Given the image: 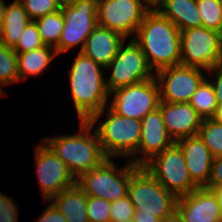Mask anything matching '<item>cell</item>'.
<instances>
[{"instance_id": "obj_35", "label": "cell", "mask_w": 222, "mask_h": 222, "mask_svg": "<svg viewBox=\"0 0 222 222\" xmlns=\"http://www.w3.org/2000/svg\"><path fill=\"white\" fill-rule=\"evenodd\" d=\"M207 72L211 74V72H214L213 74L215 75L216 79L214 78V81L210 83L213 86L215 96H216V101L218 105H222V62L211 69H209Z\"/></svg>"}, {"instance_id": "obj_40", "label": "cell", "mask_w": 222, "mask_h": 222, "mask_svg": "<svg viewBox=\"0 0 222 222\" xmlns=\"http://www.w3.org/2000/svg\"><path fill=\"white\" fill-rule=\"evenodd\" d=\"M164 0H142V2L150 9H157Z\"/></svg>"}, {"instance_id": "obj_31", "label": "cell", "mask_w": 222, "mask_h": 222, "mask_svg": "<svg viewBox=\"0 0 222 222\" xmlns=\"http://www.w3.org/2000/svg\"><path fill=\"white\" fill-rule=\"evenodd\" d=\"M111 202L94 196H87L89 222H110Z\"/></svg>"}, {"instance_id": "obj_22", "label": "cell", "mask_w": 222, "mask_h": 222, "mask_svg": "<svg viewBox=\"0 0 222 222\" xmlns=\"http://www.w3.org/2000/svg\"><path fill=\"white\" fill-rule=\"evenodd\" d=\"M30 21L21 2L13 1L9 6L7 5L0 31V43L13 48Z\"/></svg>"}, {"instance_id": "obj_45", "label": "cell", "mask_w": 222, "mask_h": 222, "mask_svg": "<svg viewBox=\"0 0 222 222\" xmlns=\"http://www.w3.org/2000/svg\"><path fill=\"white\" fill-rule=\"evenodd\" d=\"M124 222H135L134 219H130V220H127V221H124Z\"/></svg>"}, {"instance_id": "obj_15", "label": "cell", "mask_w": 222, "mask_h": 222, "mask_svg": "<svg viewBox=\"0 0 222 222\" xmlns=\"http://www.w3.org/2000/svg\"><path fill=\"white\" fill-rule=\"evenodd\" d=\"M141 126L139 146L136 153L132 156L133 159L130 160V162L137 166H143L153 156L175 143L166 130L159 107L141 119ZM140 153H143V155L137 157Z\"/></svg>"}, {"instance_id": "obj_11", "label": "cell", "mask_w": 222, "mask_h": 222, "mask_svg": "<svg viewBox=\"0 0 222 222\" xmlns=\"http://www.w3.org/2000/svg\"><path fill=\"white\" fill-rule=\"evenodd\" d=\"M109 106L116 114L126 118L141 120L160 104V90L156 78L118 88Z\"/></svg>"}, {"instance_id": "obj_8", "label": "cell", "mask_w": 222, "mask_h": 222, "mask_svg": "<svg viewBox=\"0 0 222 222\" xmlns=\"http://www.w3.org/2000/svg\"><path fill=\"white\" fill-rule=\"evenodd\" d=\"M97 2L98 0H70L62 3L64 26L55 47L57 55L80 44L79 52L82 51L86 39L98 26Z\"/></svg>"}, {"instance_id": "obj_23", "label": "cell", "mask_w": 222, "mask_h": 222, "mask_svg": "<svg viewBox=\"0 0 222 222\" xmlns=\"http://www.w3.org/2000/svg\"><path fill=\"white\" fill-rule=\"evenodd\" d=\"M55 56V48L46 45L29 52L17 53L19 80H26L30 75L40 76Z\"/></svg>"}, {"instance_id": "obj_24", "label": "cell", "mask_w": 222, "mask_h": 222, "mask_svg": "<svg viewBox=\"0 0 222 222\" xmlns=\"http://www.w3.org/2000/svg\"><path fill=\"white\" fill-rule=\"evenodd\" d=\"M188 103L203 119H210L214 116L218 104L213 86L207 78L201 82Z\"/></svg>"}, {"instance_id": "obj_9", "label": "cell", "mask_w": 222, "mask_h": 222, "mask_svg": "<svg viewBox=\"0 0 222 222\" xmlns=\"http://www.w3.org/2000/svg\"><path fill=\"white\" fill-rule=\"evenodd\" d=\"M180 48L183 66L208 71L222 62L218 31L203 26L180 31Z\"/></svg>"}, {"instance_id": "obj_27", "label": "cell", "mask_w": 222, "mask_h": 222, "mask_svg": "<svg viewBox=\"0 0 222 222\" xmlns=\"http://www.w3.org/2000/svg\"><path fill=\"white\" fill-rule=\"evenodd\" d=\"M198 135L214 158L222 156V124L212 118L203 119Z\"/></svg>"}, {"instance_id": "obj_17", "label": "cell", "mask_w": 222, "mask_h": 222, "mask_svg": "<svg viewBox=\"0 0 222 222\" xmlns=\"http://www.w3.org/2000/svg\"><path fill=\"white\" fill-rule=\"evenodd\" d=\"M159 108L166 130L174 142L198 134L203 118L189 103L160 101Z\"/></svg>"}, {"instance_id": "obj_41", "label": "cell", "mask_w": 222, "mask_h": 222, "mask_svg": "<svg viewBox=\"0 0 222 222\" xmlns=\"http://www.w3.org/2000/svg\"><path fill=\"white\" fill-rule=\"evenodd\" d=\"M6 3L4 0H0V31L2 29V24L4 20L5 10H6Z\"/></svg>"}, {"instance_id": "obj_37", "label": "cell", "mask_w": 222, "mask_h": 222, "mask_svg": "<svg viewBox=\"0 0 222 222\" xmlns=\"http://www.w3.org/2000/svg\"><path fill=\"white\" fill-rule=\"evenodd\" d=\"M133 219L135 222H161V219L153 214H134Z\"/></svg>"}, {"instance_id": "obj_29", "label": "cell", "mask_w": 222, "mask_h": 222, "mask_svg": "<svg viewBox=\"0 0 222 222\" xmlns=\"http://www.w3.org/2000/svg\"><path fill=\"white\" fill-rule=\"evenodd\" d=\"M31 21L61 9L62 0H22L20 1Z\"/></svg>"}, {"instance_id": "obj_32", "label": "cell", "mask_w": 222, "mask_h": 222, "mask_svg": "<svg viewBox=\"0 0 222 222\" xmlns=\"http://www.w3.org/2000/svg\"><path fill=\"white\" fill-rule=\"evenodd\" d=\"M134 214L135 208L128 195L111 202L110 222H124L132 219Z\"/></svg>"}, {"instance_id": "obj_20", "label": "cell", "mask_w": 222, "mask_h": 222, "mask_svg": "<svg viewBox=\"0 0 222 222\" xmlns=\"http://www.w3.org/2000/svg\"><path fill=\"white\" fill-rule=\"evenodd\" d=\"M45 202H52L64 215L67 222H89L87 216V195L77 184L61 191L50 200H45Z\"/></svg>"}, {"instance_id": "obj_7", "label": "cell", "mask_w": 222, "mask_h": 222, "mask_svg": "<svg viewBox=\"0 0 222 222\" xmlns=\"http://www.w3.org/2000/svg\"><path fill=\"white\" fill-rule=\"evenodd\" d=\"M143 167L177 198L199 188L191 180L184 154L176 143L153 156Z\"/></svg>"}, {"instance_id": "obj_14", "label": "cell", "mask_w": 222, "mask_h": 222, "mask_svg": "<svg viewBox=\"0 0 222 222\" xmlns=\"http://www.w3.org/2000/svg\"><path fill=\"white\" fill-rule=\"evenodd\" d=\"M37 174L43 199L50 200L61 191L76 184L67 165L43 142L35 148Z\"/></svg>"}, {"instance_id": "obj_4", "label": "cell", "mask_w": 222, "mask_h": 222, "mask_svg": "<svg viewBox=\"0 0 222 222\" xmlns=\"http://www.w3.org/2000/svg\"><path fill=\"white\" fill-rule=\"evenodd\" d=\"M128 196L136 214H153L161 220L176 210L178 200L143 166L134 165L132 162Z\"/></svg>"}, {"instance_id": "obj_2", "label": "cell", "mask_w": 222, "mask_h": 222, "mask_svg": "<svg viewBox=\"0 0 222 222\" xmlns=\"http://www.w3.org/2000/svg\"><path fill=\"white\" fill-rule=\"evenodd\" d=\"M132 39L142 49L152 70L180 65V30L157 9L146 13Z\"/></svg>"}, {"instance_id": "obj_34", "label": "cell", "mask_w": 222, "mask_h": 222, "mask_svg": "<svg viewBox=\"0 0 222 222\" xmlns=\"http://www.w3.org/2000/svg\"><path fill=\"white\" fill-rule=\"evenodd\" d=\"M222 186V156L213 159L208 185L206 187Z\"/></svg>"}, {"instance_id": "obj_1", "label": "cell", "mask_w": 222, "mask_h": 222, "mask_svg": "<svg viewBox=\"0 0 222 222\" xmlns=\"http://www.w3.org/2000/svg\"><path fill=\"white\" fill-rule=\"evenodd\" d=\"M103 69L93 59L79 52L69 71L71 96L79 120L89 121L93 127L105 115L110 95Z\"/></svg>"}, {"instance_id": "obj_19", "label": "cell", "mask_w": 222, "mask_h": 222, "mask_svg": "<svg viewBox=\"0 0 222 222\" xmlns=\"http://www.w3.org/2000/svg\"><path fill=\"white\" fill-rule=\"evenodd\" d=\"M124 41L126 39L121 34L109 28L97 26L86 39L81 52L105 70Z\"/></svg>"}, {"instance_id": "obj_38", "label": "cell", "mask_w": 222, "mask_h": 222, "mask_svg": "<svg viewBox=\"0 0 222 222\" xmlns=\"http://www.w3.org/2000/svg\"><path fill=\"white\" fill-rule=\"evenodd\" d=\"M205 188L212 190L213 193L216 195L222 218V186L205 187Z\"/></svg>"}, {"instance_id": "obj_10", "label": "cell", "mask_w": 222, "mask_h": 222, "mask_svg": "<svg viewBox=\"0 0 222 222\" xmlns=\"http://www.w3.org/2000/svg\"><path fill=\"white\" fill-rule=\"evenodd\" d=\"M107 68L112 69V74L106 81L109 93L155 77L145 54L133 39L129 40L127 45L124 41Z\"/></svg>"}, {"instance_id": "obj_12", "label": "cell", "mask_w": 222, "mask_h": 222, "mask_svg": "<svg viewBox=\"0 0 222 222\" xmlns=\"http://www.w3.org/2000/svg\"><path fill=\"white\" fill-rule=\"evenodd\" d=\"M149 10L142 0H98V26L109 28L124 38L134 36Z\"/></svg>"}, {"instance_id": "obj_21", "label": "cell", "mask_w": 222, "mask_h": 222, "mask_svg": "<svg viewBox=\"0 0 222 222\" xmlns=\"http://www.w3.org/2000/svg\"><path fill=\"white\" fill-rule=\"evenodd\" d=\"M157 10L180 31L202 26L196 0H164Z\"/></svg>"}, {"instance_id": "obj_18", "label": "cell", "mask_w": 222, "mask_h": 222, "mask_svg": "<svg viewBox=\"0 0 222 222\" xmlns=\"http://www.w3.org/2000/svg\"><path fill=\"white\" fill-rule=\"evenodd\" d=\"M182 150L191 180L199 187L209 182L213 155L200 136L194 135L175 142Z\"/></svg>"}, {"instance_id": "obj_25", "label": "cell", "mask_w": 222, "mask_h": 222, "mask_svg": "<svg viewBox=\"0 0 222 222\" xmlns=\"http://www.w3.org/2000/svg\"><path fill=\"white\" fill-rule=\"evenodd\" d=\"M35 23L44 45L55 48L58 45L64 26L62 10L47 14L35 20Z\"/></svg>"}, {"instance_id": "obj_16", "label": "cell", "mask_w": 222, "mask_h": 222, "mask_svg": "<svg viewBox=\"0 0 222 222\" xmlns=\"http://www.w3.org/2000/svg\"><path fill=\"white\" fill-rule=\"evenodd\" d=\"M176 210L184 222H222L217 197L205 187L179 197Z\"/></svg>"}, {"instance_id": "obj_5", "label": "cell", "mask_w": 222, "mask_h": 222, "mask_svg": "<svg viewBox=\"0 0 222 222\" xmlns=\"http://www.w3.org/2000/svg\"><path fill=\"white\" fill-rule=\"evenodd\" d=\"M107 119L96 128V134L107 158L126 157L131 159L136 153L141 138V120L116 114L110 107Z\"/></svg>"}, {"instance_id": "obj_36", "label": "cell", "mask_w": 222, "mask_h": 222, "mask_svg": "<svg viewBox=\"0 0 222 222\" xmlns=\"http://www.w3.org/2000/svg\"><path fill=\"white\" fill-rule=\"evenodd\" d=\"M37 222H67V220L54 204L51 203L41 214Z\"/></svg>"}, {"instance_id": "obj_3", "label": "cell", "mask_w": 222, "mask_h": 222, "mask_svg": "<svg viewBox=\"0 0 222 222\" xmlns=\"http://www.w3.org/2000/svg\"><path fill=\"white\" fill-rule=\"evenodd\" d=\"M80 125L78 134L44 138V142L67 165L75 178L107 159L96 131L91 132L93 126L90 122L80 121Z\"/></svg>"}, {"instance_id": "obj_43", "label": "cell", "mask_w": 222, "mask_h": 222, "mask_svg": "<svg viewBox=\"0 0 222 222\" xmlns=\"http://www.w3.org/2000/svg\"><path fill=\"white\" fill-rule=\"evenodd\" d=\"M220 54H221V57H222V29L220 31Z\"/></svg>"}, {"instance_id": "obj_30", "label": "cell", "mask_w": 222, "mask_h": 222, "mask_svg": "<svg viewBox=\"0 0 222 222\" xmlns=\"http://www.w3.org/2000/svg\"><path fill=\"white\" fill-rule=\"evenodd\" d=\"M45 46L35 21H30L22 31L17 44L12 48L16 53H25Z\"/></svg>"}, {"instance_id": "obj_26", "label": "cell", "mask_w": 222, "mask_h": 222, "mask_svg": "<svg viewBox=\"0 0 222 222\" xmlns=\"http://www.w3.org/2000/svg\"><path fill=\"white\" fill-rule=\"evenodd\" d=\"M202 26L220 32L222 29V0H196Z\"/></svg>"}, {"instance_id": "obj_42", "label": "cell", "mask_w": 222, "mask_h": 222, "mask_svg": "<svg viewBox=\"0 0 222 222\" xmlns=\"http://www.w3.org/2000/svg\"><path fill=\"white\" fill-rule=\"evenodd\" d=\"M212 119L222 124V105H218Z\"/></svg>"}, {"instance_id": "obj_13", "label": "cell", "mask_w": 222, "mask_h": 222, "mask_svg": "<svg viewBox=\"0 0 222 222\" xmlns=\"http://www.w3.org/2000/svg\"><path fill=\"white\" fill-rule=\"evenodd\" d=\"M202 69L176 65L155 72L159 85L160 101L188 103L201 82L206 78Z\"/></svg>"}, {"instance_id": "obj_33", "label": "cell", "mask_w": 222, "mask_h": 222, "mask_svg": "<svg viewBox=\"0 0 222 222\" xmlns=\"http://www.w3.org/2000/svg\"><path fill=\"white\" fill-rule=\"evenodd\" d=\"M12 198L0 192V222H18V210Z\"/></svg>"}, {"instance_id": "obj_39", "label": "cell", "mask_w": 222, "mask_h": 222, "mask_svg": "<svg viewBox=\"0 0 222 222\" xmlns=\"http://www.w3.org/2000/svg\"><path fill=\"white\" fill-rule=\"evenodd\" d=\"M161 222H184V219L180 215V213L175 210L171 215L166 216Z\"/></svg>"}, {"instance_id": "obj_44", "label": "cell", "mask_w": 222, "mask_h": 222, "mask_svg": "<svg viewBox=\"0 0 222 222\" xmlns=\"http://www.w3.org/2000/svg\"><path fill=\"white\" fill-rule=\"evenodd\" d=\"M4 94H6V93H4L2 90H0V97H2Z\"/></svg>"}, {"instance_id": "obj_6", "label": "cell", "mask_w": 222, "mask_h": 222, "mask_svg": "<svg viewBox=\"0 0 222 222\" xmlns=\"http://www.w3.org/2000/svg\"><path fill=\"white\" fill-rule=\"evenodd\" d=\"M111 159H105L99 166L76 178V184L87 196L114 202L128 195L131 162L128 161L124 168L119 169Z\"/></svg>"}, {"instance_id": "obj_28", "label": "cell", "mask_w": 222, "mask_h": 222, "mask_svg": "<svg viewBox=\"0 0 222 222\" xmlns=\"http://www.w3.org/2000/svg\"><path fill=\"white\" fill-rule=\"evenodd\" d=\"M19 81L17 53L11 48L0 43V90L4 85Z\"/></svg>"}]
</instances>
